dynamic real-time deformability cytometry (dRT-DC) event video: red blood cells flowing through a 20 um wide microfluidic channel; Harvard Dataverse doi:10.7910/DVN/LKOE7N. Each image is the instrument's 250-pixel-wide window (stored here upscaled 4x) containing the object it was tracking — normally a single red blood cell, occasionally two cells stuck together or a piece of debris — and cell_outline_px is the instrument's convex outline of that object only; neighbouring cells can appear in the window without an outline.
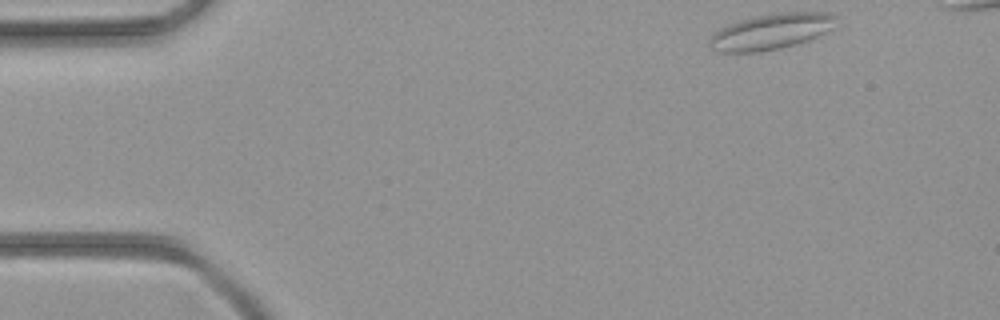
{"species": "common noctule bat (a hibernating species)", "species_latin": "Nyctalus noctula", "temperature_condition": "room temperature", "stored_images_in_passage": 37, "camera_frame_rate_fps": 3000, "um_per_image_px": 0.085, "animal": {"sex": "female", "body_mass_g": 21.9}, "frame": {"image": 1, "passage_image": 1, "time_ms": 0.0, "image_size_px": [1000, 320], "cell_outline_px": [[836, 16], [832, 28], [808, 40], [796, 44], [780, 48], [760, 52], [716, 52], [708, 44], [712, 36], [720, 28], [728, 24], [740, 20], [756, 16], [780, 12], [828, 12]], "centroid_in_image_um": [65.52, 2.68], "position_along_channel_um": 19.5, "area_um2": 26.13}}
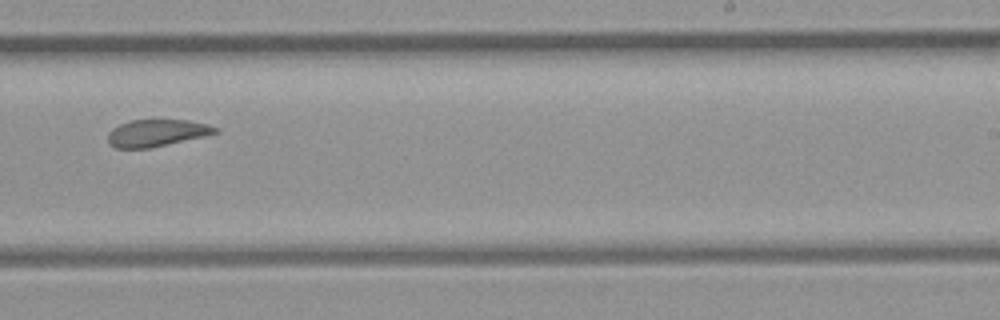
{"frame": {"image": 2, "passage_image": 23, "time_ms": 7.333, "image_size_px": [1000, 320], "cell_outline_px": [[220, 128], [216, 132], [204, 136], [148, 148], [116, 148], [108, 144], [108, 132], [112, 128], [120, 124], [132, 120], [188, 120], [208, 124]], "centroid_in_image_um": [13.29, 11.29], "position_along_channel_um": 275.7, "area_um2": 16.76}}
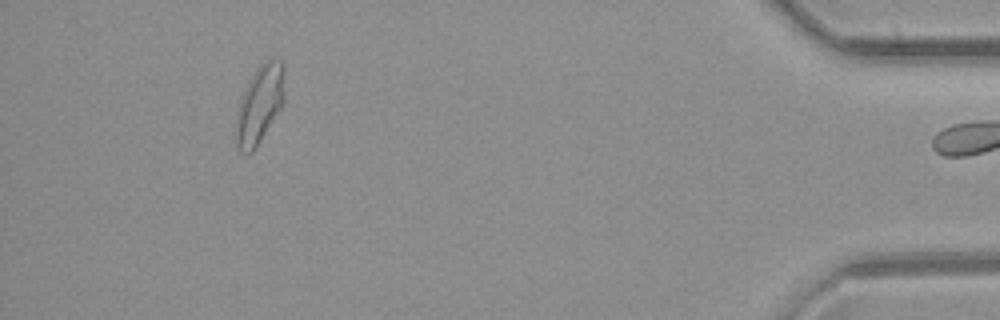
{"frame": {"image": 3, "passage_image": 36, "time_ms": 11.667, "image_size_px": [1000, 320], "cell_outline_px": [[284, 100], [280, 108], [260, 140], [252, 152], [240, 152], [236, 144], [236, 116], [240, 100], [248, 80], [260, 64], [264, 60], [280, 60], [284, 64]], "centroid_in_image_um": [22.06, 8.84], "position_along_channel_um": 413.1, "area_um2": 21.73}}